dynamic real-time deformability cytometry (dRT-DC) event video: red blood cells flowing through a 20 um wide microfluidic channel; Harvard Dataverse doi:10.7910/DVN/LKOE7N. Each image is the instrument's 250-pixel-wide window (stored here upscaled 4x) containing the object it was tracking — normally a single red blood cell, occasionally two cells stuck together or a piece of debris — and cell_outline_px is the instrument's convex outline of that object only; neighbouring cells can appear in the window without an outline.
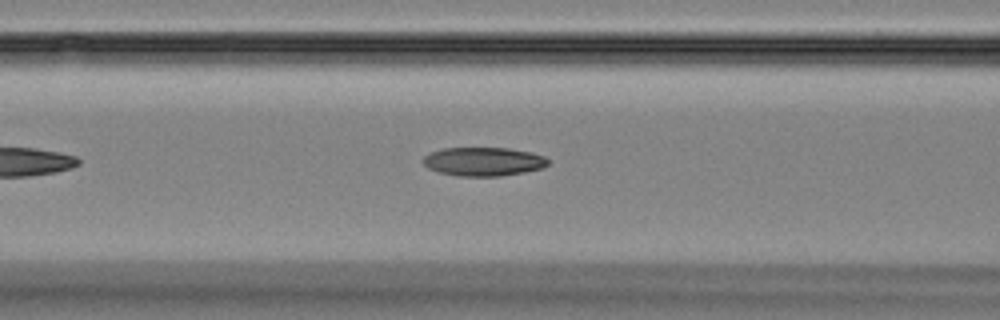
{"species": "Egyptian fruit bat (a non-hibernating species)", "species_latin": "Rousettus aegyptiacus", "temperature_condition": "room temperature", "stored_images_in_passage": 27, "camera_frame_rate_fps": 3000, "um_per_image_px": 0.085, "animal": {"sex": "female"}, "frame": {"image": 1, "passage_image": 12, "time_ms": 3.667, "image_size_px": [1000, 320], "cell_outline_px": [[548, 164], [544, 168], [524, 172], [500, 176], [456, 176], [440, 172], [428, 168], [424, 164], [424, 156], [432, 152], [444, 148], [508, 148], [532, 152], [544, 156], [548, 160]], "centroid_in_image_um": [41.13, 13.73], "position_along_channel_um": 125.5, "area_um2": 20.87}}
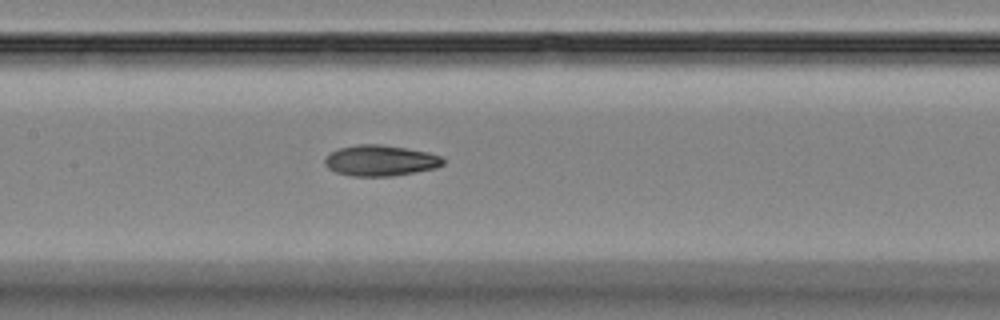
{"frame": {"image": 2, "passage_image": 16, "time_ms": 5.0, "image_size_px": [1000, 320], "cell_outline_px": [[444, 164], [436, 168], [392, 176], [352, 176], [336, 172], [328, 168], [324, 164], [324, 160], [332, 152], [340, 148], [356, 144], [380, 144], [428, 152], [440, 156], [444, 160]], "centroid_in_image_um": [32.33, 13.65], "position_along_channel_um": 175.1, "area_um2": 21.1}}